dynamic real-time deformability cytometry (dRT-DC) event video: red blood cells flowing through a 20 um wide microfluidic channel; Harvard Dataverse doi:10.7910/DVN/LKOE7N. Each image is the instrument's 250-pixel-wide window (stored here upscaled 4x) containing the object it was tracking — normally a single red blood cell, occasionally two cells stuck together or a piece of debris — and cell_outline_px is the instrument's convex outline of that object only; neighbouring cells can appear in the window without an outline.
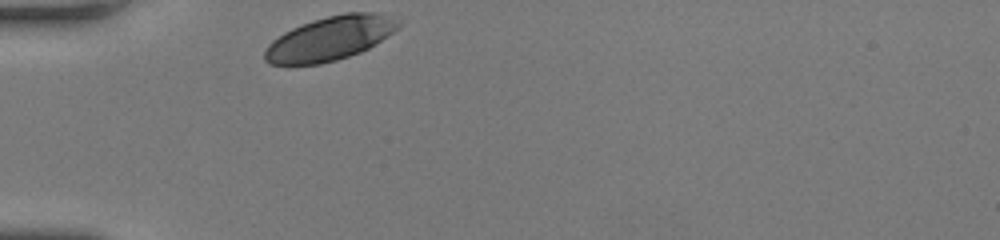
{"species": "human", "species_latin": "Homo sapiens", "temperature_condition": "room temperature", "stored_images_in_passage": 26, "camera_frame_rate_fps": 3000, "um_per_image_px": 0.085, "donor": {"sex": "female"}, "frame": {"image": 1, "passage_image": 1, "time_ms": 0.0, "image_size_px": [1000, 240], "cell_outline_px": [[400, 24], [392, 32], [368, 48], [360, 52], [336, 60], [320, 64], [268, 64], [264, 60], [264, 52], [268, 44], [272, 40], [284, 32], [292, 28], [312, 20], [344, 12], [376, 12], [400, 20]], "centroid_in_image_um": [28.01, 3.26], "position_along_channel_um": 57.0, "area_um2": 33.99}}
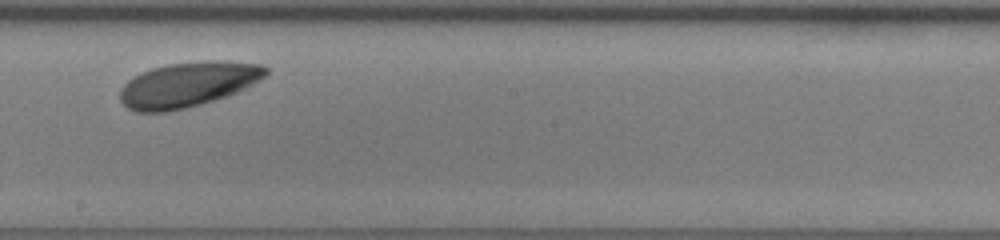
{"frame": {"image": 2, "passage_image": 15, "time_ms": 4.667, "image_size_px": [1000, 240], "cell_outline_px": [[268, 76], [228, 96], [200, 104], [184, 108], [164, 112], [136, 112], [128, 108], [120, 100], [120, 88], [128, 80], [152, 68], [168, 64], [216, 60], [260, 64], [268, 68]], "centroid_in_image_um": [15.99, 7.18], "position_along_channel_um": 232.2, "area_um2": 37.92}}
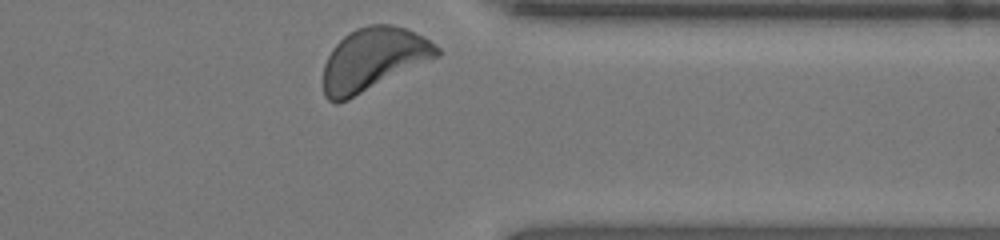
{"frame": {"image": 3, "passage_image": 26, "time_ms": 8.333, "image_size_px": [1000, 240], "cell_outline_px": [[440, 56], [348, 100], [336, 104], [332, 104], [324, 96], [324, 64], [332, 48], [348, 32], [356, 28], [368, 24], [392, 24], [404, 28], [436, 44], [440, 48]], "centroid_in_image_um": [31.71, 5.05], "position_along_channel_um": 379.7, "area_um2": 41.56}, "authors_computed_cell_mechanics": {"area_um2": 36.992, "velocity_mm_per_s": 4.0485, "shape_relaxation_time_tau1_ms": 0.8116, "shape_relaxation_time_tau2_ms": null, "deformation_change_tau1": 0.0461, "deformation_change_tau2": null}}